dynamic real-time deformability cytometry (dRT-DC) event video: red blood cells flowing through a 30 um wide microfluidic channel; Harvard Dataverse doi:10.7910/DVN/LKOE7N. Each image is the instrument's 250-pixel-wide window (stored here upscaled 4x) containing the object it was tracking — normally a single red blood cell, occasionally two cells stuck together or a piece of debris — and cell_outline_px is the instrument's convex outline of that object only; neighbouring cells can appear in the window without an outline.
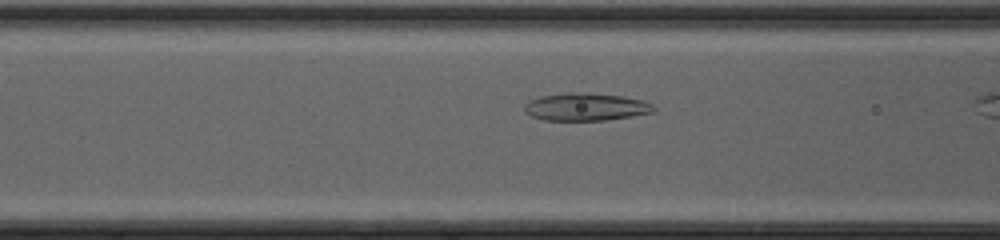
{"species": "common noctule bat (a hibernating species)", "species_latin": "Nyctalus noctula", "temperature_condition": "cold", "stored_images_in_passage": 9, "camera_frame_rate_fps": 3000, "um_per_image_px": 0.085, "animal": {"sex": "female", "body_mass_g": 20.0, "forearm_length_mm": 54.0}, "frame": {"image": 1, "passage_image": 8, "time_ms": 2.333, "image_size_px": [1000, 240], "cell_outline_px": [[656, 112], [632, 116], [604, 120], [544, 120], [532, 116], [524, 112], [524, 104], [528, 100], [540, 96], [568, 92], [576, 92], [624, 96], [644, 100], [652, 104], [656, 108]], "centroid_in_image_um": [49.8, 9.08], "position_along_channel_um": 116.8, "area_um2": 20.98}}